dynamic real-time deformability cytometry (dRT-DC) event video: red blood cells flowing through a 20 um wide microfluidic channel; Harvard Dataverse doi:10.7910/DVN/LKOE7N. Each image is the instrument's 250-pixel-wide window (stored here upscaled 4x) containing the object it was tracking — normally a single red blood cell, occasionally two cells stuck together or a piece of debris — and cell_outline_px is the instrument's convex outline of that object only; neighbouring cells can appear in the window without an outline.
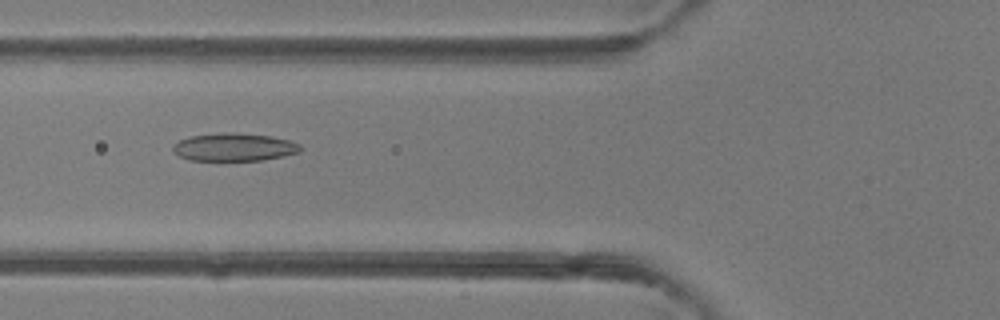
{"species": "common noctule bat (a hibernating species)", "species_latin": "Nyctalus noctula", "temperature_condition": "room temperature", "stored_images_in_passage": 48, "camera_frame_rate_fps": 3000, "um_per_image_px": 0.085, "animal": {"sex": "female"}, "frame": {"image": 1, "passage_image": 18, "time_ms": 5.667, "image_size_px": [1000, 320], "cell_outline_px": [[300, 152], [284, 156], [264, 160], [188, 160], [180, 156], [172, 148], [172, 144], [180, 140], [192, 136], [232, 132], [272, 136], [288, 140], [300, 144]], "centroid_in_image_um": [19.92, 12.51], "position_along_channel_um": 105.9, "area_um2": 20.52}}
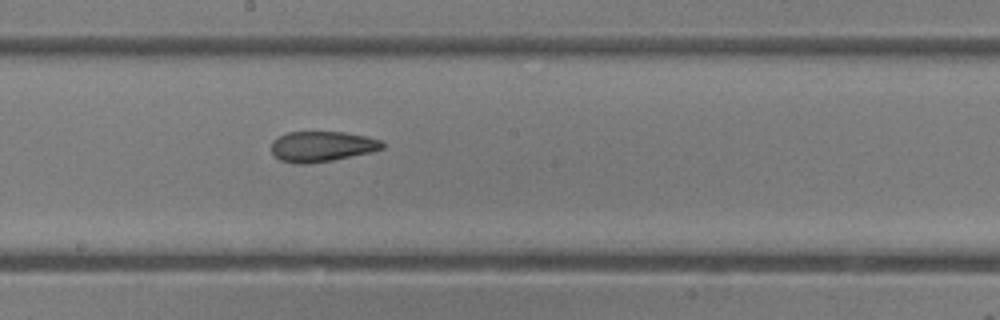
{"frame": {"image": 2, "passage_image": 26, "time_ms": 8.333, "image_size_px": [1000, 320], "cell_outline_px": [[384, 148], [372, 152], [332, 160], [308, 164], [296, 164], [280, 160], [272, 152], [272, 140], [276, 136], [288, 132], [344, 132], [368, 136], [380, 140], [384, 144]], "centroid_in_image_um": [27.36, 12.44], "position_along_channel_um": 220.8, "area_um2": 19.83}}
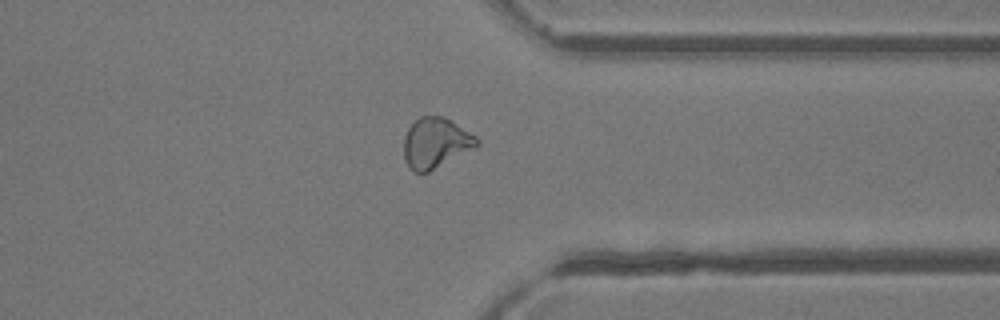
{"frame": {"image": 3, "passage_image": 37, "time_ms": 12.0, "image_size_px": [1000, 320], "cell_outline_px": [[480, 144], [476, 148], [428, 172], [416, 172], [404, 160], [404, 136], [408, 128], [420, 116], [444, 116], [452, 120], [476, 136], [480, 140]], "centroid_in_image_um": [37.07, 12.13], "position_along_channel_um": 374.3, "area_um2": 21.5}, "authors_computed_cell_mechanics": {"area_um2": 22.253, "velocity_mm_per_s": 4.2854, "shape_relaxation_time_tau1_ms": null, "shape_relaxation_time_tau2_ms": 2.3216, "deformation_change_tau1": null, "deformation_change_tau2": 0.0954}}